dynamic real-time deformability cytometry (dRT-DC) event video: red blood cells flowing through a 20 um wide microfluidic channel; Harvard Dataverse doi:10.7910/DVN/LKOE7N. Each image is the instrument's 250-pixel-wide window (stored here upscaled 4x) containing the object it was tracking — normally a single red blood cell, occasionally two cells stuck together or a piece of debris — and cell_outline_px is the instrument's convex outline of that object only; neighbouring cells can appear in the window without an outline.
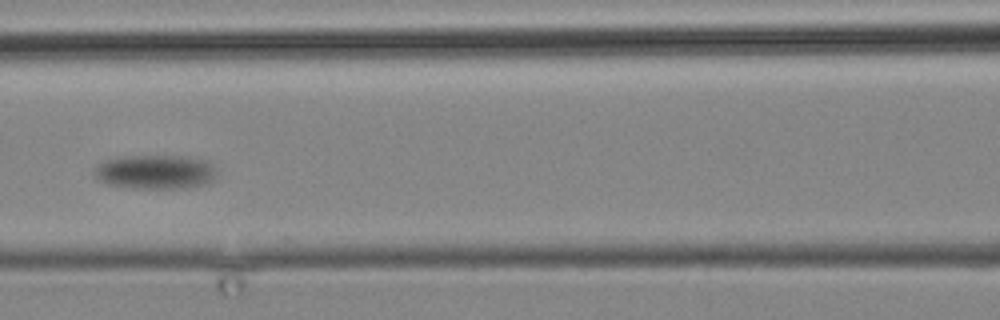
{"species": "common noctule bat (a hibernating species)", "species_latin": "Nyctalus noctula", "temperature_condition": "cold", "stored_images_in_passage": 19, "camera_frame_rate_fps": 3000, "um_per_image_px": 0.085, "animal": {"sex": "male", "body_mass_g": 19.2, "forearm_length_mm": 51.8}, "frame": {"image": 1, "passage_image": 17, "time_ms": 22.667, "image_size_px": [1000, 320], "cell_outline_px": [[216, 176], [212, 180], [204, 184], [180, 188], [136, 188], [108, 184], [96, 180], [92, 172], [96, 164], [104, 160], [116, 156], [188, 156], [208, 160], [216, 168]], "centroid_in_image_um": [13.16, 14.59], "position_along_channel_um": 153.4, "area_um2": 24.8}}
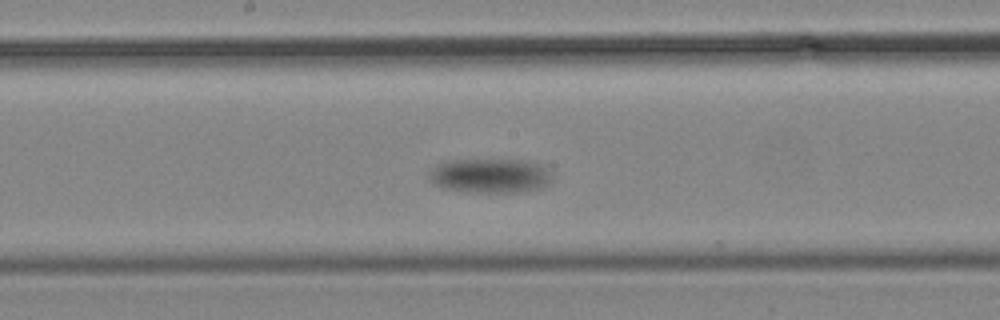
{"frame": {"image": 2, "passage_image": 19, "time_ms": 25.0, "image_size_px": [1000, 320], "cell_outline_px": [[552, 184], [540, 188], [520, 192], [468, 192], [440, 188], [428, 180], [428, 172], [436, 164], [448, 160], [528, 160], [540, 164], [548, 172], [552, 180]], "centroid_in_image_um": [41.61, 14.94], "position_along_channel_um": 206.6, "area_um2": 25.03}}